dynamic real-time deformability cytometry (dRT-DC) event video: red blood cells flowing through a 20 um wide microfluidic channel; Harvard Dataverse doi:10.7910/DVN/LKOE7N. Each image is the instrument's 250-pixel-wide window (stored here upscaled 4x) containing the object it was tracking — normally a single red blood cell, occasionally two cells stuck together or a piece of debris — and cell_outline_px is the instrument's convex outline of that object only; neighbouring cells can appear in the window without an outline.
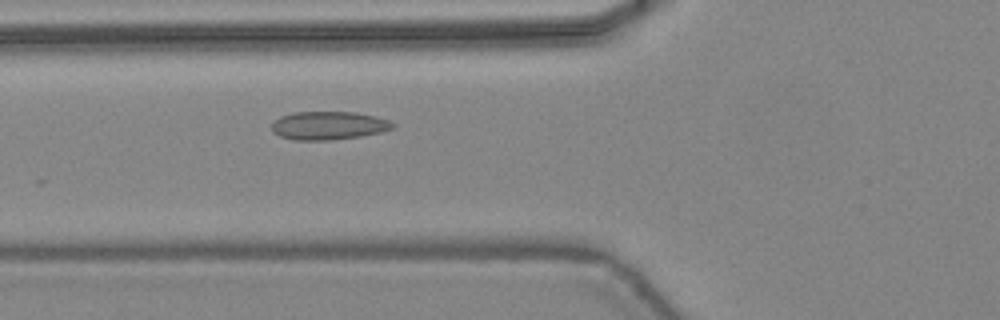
{"species": "common noctule bat (a hibernating species)", "species_latin": "Nyctalus noctula", "temperature_condition": "warm", "stored_images_in_passage": 42, "camera_frame_rate_fps": 3000, "um_per_image_px": 0.085, "animal": {"sex": "female", "body_mass_g": 24.6, "forearm_length_mm": 56.2}, "frame": {"image": 1, "passage_image": 13, "time_ms": 4.0, "image_size_px": [1000, 320], "cell_outline_px": [[396, 128], [380, 132], [360, 136], [332, 140], [292, 140], [280, 136], [272, 132], [272, 124], [280, 116], [296, 112], [356, 112], [376, 116], [388, 120], [396, 124]], "centroid_in_image_um": [27.95, 10.67], "position_along_channel_um": 97.9, "area_um2": 20.06}}
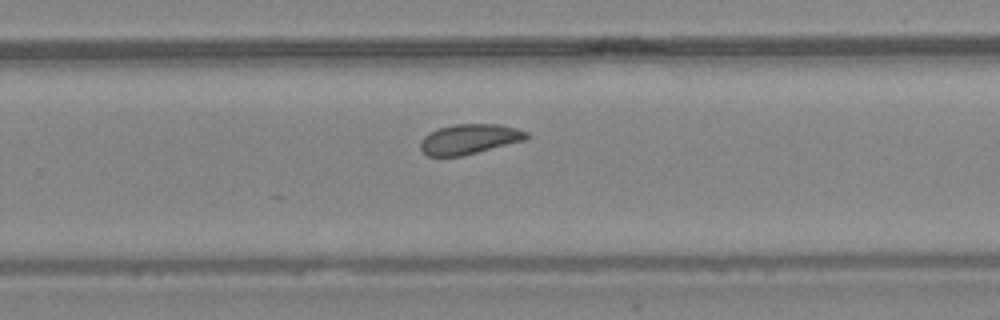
{"frame": {"image": 2, "passage_image": 26, "time_ms": 8.333, "image_size_px": [1000, 320], "cell_outline_px": [[528, 140], [460, 156], [428, 156], [420, 148], [420, 140], [428, 132], [452, 124], [500, 124], [516, 128], [528, 132]], "centroid_in_image_um": [39.91, 11.81], "position_along_channel_um": 289.9, "area_um2": 18.67}}
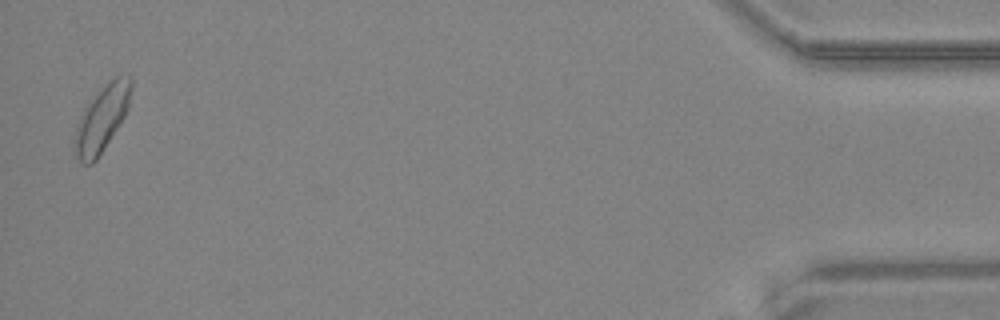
{"frame": {"image": 3, "passage_image": 41, "time_ms": 13.333, "image_size_px": [1000, 320], "cell_outline_px": [[132, 88], [128, 108], [124, 116], [96, 160], [92, 164], [84, 164], [72, 152], [72, 140], [80, 116], [84, 108], [100, 88], [108, 80], [116, 76], [128, 72], [132, 76]], "centroid_in_image_um": [8.65, 10.03], "position_along_channel_um": 426.6, "area_um2": 21.96}, "authors_computed_cell_mechanics": {"area_um2": 19.1029, "velocity_mm_per_s": 4.4502, "shape_relaxation_time_tau1_ms": 2.8448, "shape_relaxation_time_tau2_ms": 2.4269, "deformation_change_tau1": 0.0976, "deformation_change_tau2": 0.0849}}